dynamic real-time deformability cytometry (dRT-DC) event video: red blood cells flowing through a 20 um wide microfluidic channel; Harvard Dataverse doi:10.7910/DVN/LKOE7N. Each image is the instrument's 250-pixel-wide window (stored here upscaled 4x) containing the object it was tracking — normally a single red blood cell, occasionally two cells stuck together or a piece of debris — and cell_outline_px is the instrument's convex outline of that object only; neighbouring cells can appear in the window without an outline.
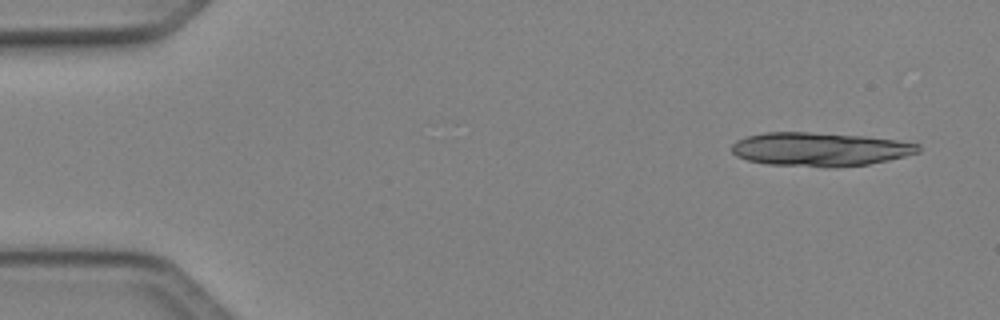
{"species": "Egyptian fruit bat (a non-hibernating species)", "species_latin": "Rousettus aegyptiacus", "temperature_condition": "cold", "stored_images_in_passage": 12, "camera_frame_rate_fps": 3000, "um_per_image_px": 0.085, "animal": {"sex": "female"}, "frame": {"image": 1, "passage_image": 1, "time_ms": 0.0, "image_size_px": [1000, 320], "cell_outline_px": [[920, 152], [888, 160], [868, 164], [768, 164], [748, 160], [736, 156], [732, 152], [732, 144], [736, 140], [748, 136], [764, 132], [808, 132], [864, 136], [896, 140], [920, 144]], "centroid_in_image_um": [69.67, 12.63], "position_along_channel_um": 15.3, "area_um2": 35.26}}